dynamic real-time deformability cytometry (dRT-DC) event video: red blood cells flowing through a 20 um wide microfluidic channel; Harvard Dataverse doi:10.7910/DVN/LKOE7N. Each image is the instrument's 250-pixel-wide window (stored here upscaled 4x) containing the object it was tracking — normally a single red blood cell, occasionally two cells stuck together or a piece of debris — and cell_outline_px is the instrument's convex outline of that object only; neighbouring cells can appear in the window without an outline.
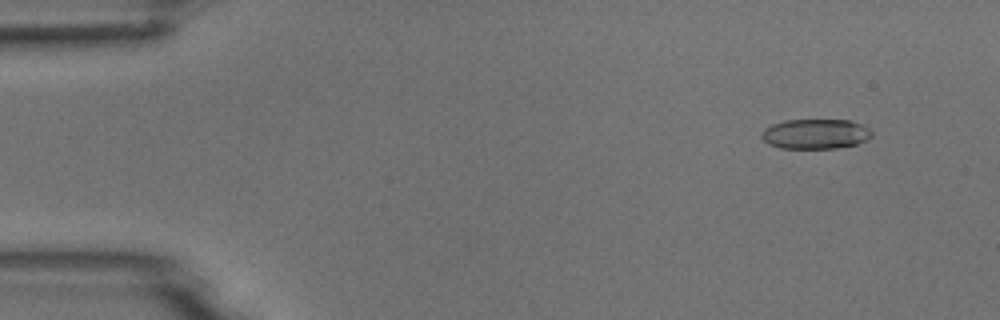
{"species": "common noctule bat (a hibernating species)", "species_latin": "Nyctalus noctula", "temperature_condition": "room temperature", "stored_images_in_passage": 5, "camera_frame_rate_fps": 3000, "um_per_image_px": 0.085, "animal": {"sex": "male", "body_mass_g": 18.8}, "frame": {"image": 1, "passage_image": 2, "time_ms": 0.333, "image_size_px": [1000, 320], "cell_outline_px": [[872, 136], [868, 140], [856, 144], [836, 148], [780, 148], [768, 144], [760, 136], [760, 132], [764, 128], [772, 124], [784, 120], [848, 120], [860, 124], [868, 128], [872, 132]], "centroid_in_image_um": [69.28, 11.38], "position_along_channel_um": 15.7, "area_um2": 19.31}}
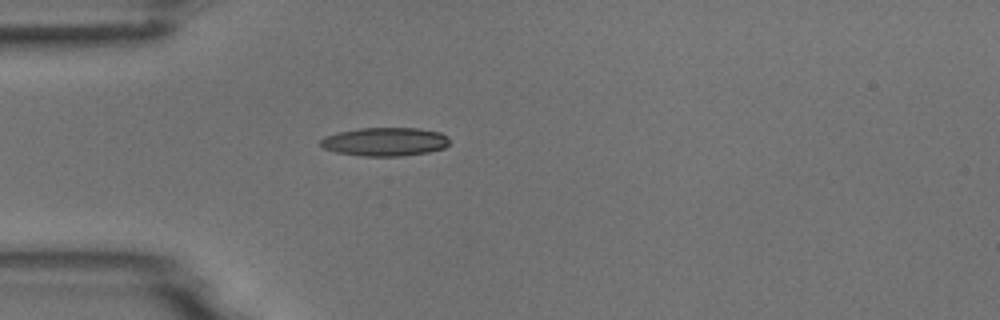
{"frame": {"image": 2, "passage_image": 5, "time_ms": 1.333, "image_size_px": [1000, 320], "cell_outline_px": [[448, 144], [444, 148], [428, 152], [404, 156], [364, 156], [336, 152], [324, 148], [320, 144], [320, 140], [324, 136], [340, 132], [360, 128], [420, 128], [440, 132], [448, 136]], "centroid_in_image_um": [32.74, 12.04], "position_along_channel_um": 52.3, "area_um2": 21.44}}